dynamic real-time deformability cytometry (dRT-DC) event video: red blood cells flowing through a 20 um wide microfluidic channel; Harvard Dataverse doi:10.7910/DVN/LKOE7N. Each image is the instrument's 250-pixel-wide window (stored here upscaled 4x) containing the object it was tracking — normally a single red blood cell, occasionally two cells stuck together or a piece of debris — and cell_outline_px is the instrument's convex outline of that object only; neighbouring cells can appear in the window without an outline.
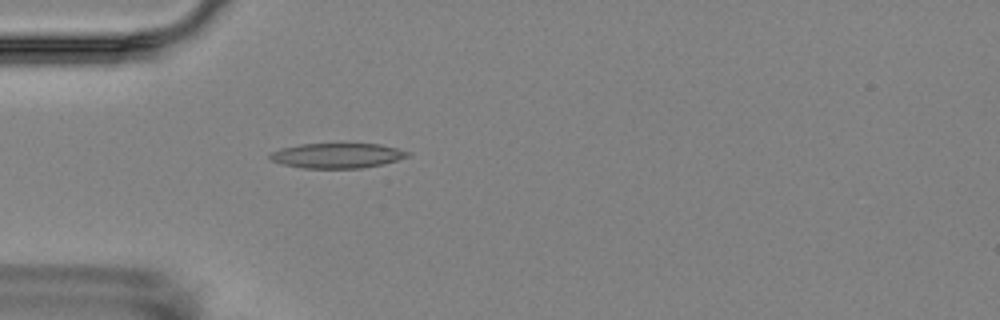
{"species": "Egyptian fruit bat (a non-hibernating species)", "species_latin": "Rousettus aegyptiacus", "temperature_condition": "room temperature", "stored_images_in_passage": 4, "camera_frame_rate_fps": 3000, "um_per_image_px": 0.085, "animal": {"sex": "female"}, "frame": {"image": 1, "passage_image": 4, "time_ms": 3.333, "image_size_px": [1000, 320], "cell_outline_px": [[412, 152], [408, 156], [384, 164], [360, 168], [300, 168], [284, 164], [272, 160], [268, 156], [272, 152], [280, 148], [300, 144], [380, 144]], "centroid_in_image_um": [28.66, 13.22], "position_along_channel_um": 56.3, "area_um2": 19.94}}